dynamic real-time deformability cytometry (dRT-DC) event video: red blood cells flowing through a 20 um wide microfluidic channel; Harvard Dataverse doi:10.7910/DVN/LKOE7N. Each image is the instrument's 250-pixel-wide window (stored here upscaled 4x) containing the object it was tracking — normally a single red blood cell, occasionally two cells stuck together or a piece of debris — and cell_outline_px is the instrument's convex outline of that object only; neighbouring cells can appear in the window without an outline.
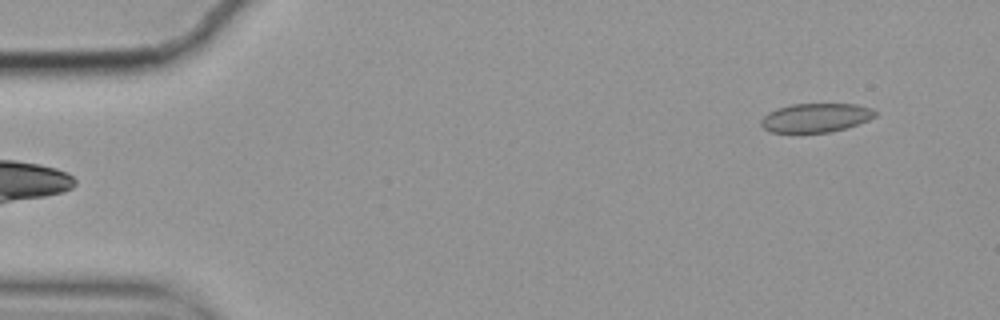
{"species": "common noctule bat (a hibernating species)", "species_latin": "Nyctalus noctula", "temperature_condition": "cold", "stored_images_in_passage": 14, "camera_frame_rate_fps": 3000, "um_per_image_px": 0.085, "animal": {"sex": "female", "body_mass_g": 19.9}, "frame": {"image": 1, "passage_image": 1, "time_ms": 0.0, "image_size_px": [1000, 320], "cell_outline_px": [[880, 112], [876, 116], [868, 120], [844, 128], [828, 132], [768, 132], [760, 124], [760, 120], [768, 112], [776, 108], [792, 104], [856, 104], [872, 108]], "centroid_in_image_um": [69.34, 9.99], "position_along_channel_um": 15.7, "area_um2": 19.25}}
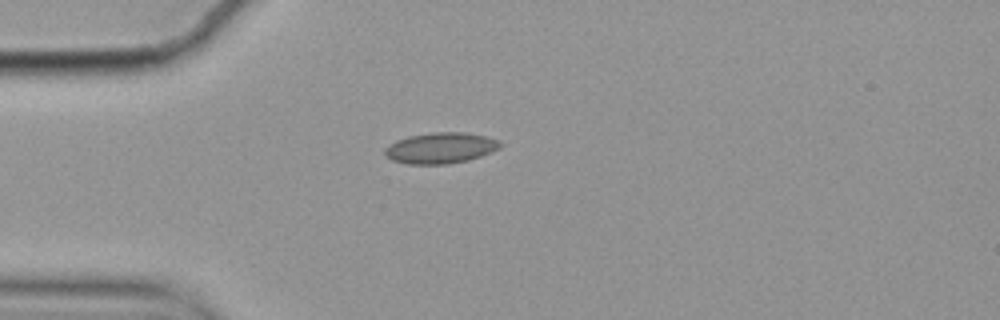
{"frame": {"image": 2, "passage_image": 11, "time_ms": 3.333, "image_size_px": [1000, 320], "cell_outline_px": [[504, 144], [500, 148], [492, 152], [468, 160], [448, 164], [408, 164], [392, 160], [384, 152], [384, 148], [388, 144], [396, 140], [408, 136], [432, 132], [468, 132], [488, 136], [500, 140]], "centroid_in_image_um": [37.49, 12.56], "position_along_channel_um": 47.5, "area_um2": 21.1}}